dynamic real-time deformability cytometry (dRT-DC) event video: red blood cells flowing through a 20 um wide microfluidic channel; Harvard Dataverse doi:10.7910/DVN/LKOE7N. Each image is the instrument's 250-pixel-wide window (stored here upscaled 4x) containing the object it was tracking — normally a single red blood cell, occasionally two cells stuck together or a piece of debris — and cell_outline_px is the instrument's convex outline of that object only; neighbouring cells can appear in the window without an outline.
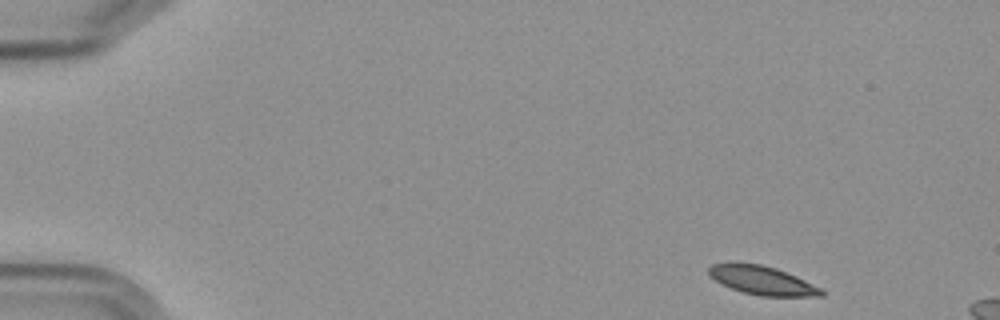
{"species": "Egyptian fruit bat (a non-hibernating species)", "species_latin": "Rousettus aegyptiacus", "temperature_condition": "cold", "stored_images_in_passage": 3, "camera_frame_rate_fps": 3000, "um_per_image_px": 0.085, "frame": {"image": 1, "passage_image": 1, "time_ms": 0.0, "image_size_px": [1000, 320], "cell_outline_px": [[824, 296], [760, 296], [744, 292], [732, 288], [716, 280], [708, 272], [708, 268], [712, 264], [760, 264], [776, 268], [796, 276], [820, 288], [824, 292]], "centroid_in_image_um": [64.83, 23.85], "position_along_channel_um": 20.2, "area_um2": 18.21}}